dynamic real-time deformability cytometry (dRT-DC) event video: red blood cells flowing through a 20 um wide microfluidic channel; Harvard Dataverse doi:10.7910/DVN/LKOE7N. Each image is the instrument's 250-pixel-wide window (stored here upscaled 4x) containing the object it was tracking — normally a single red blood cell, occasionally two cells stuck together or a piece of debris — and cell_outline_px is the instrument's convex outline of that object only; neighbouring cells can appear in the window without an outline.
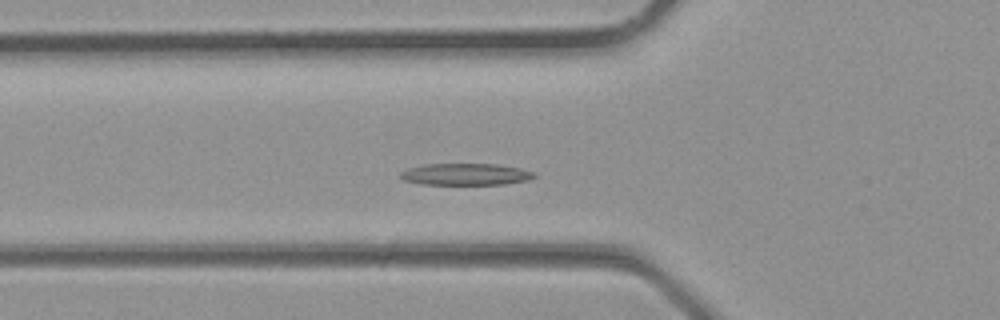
{"species": "common noctule bat (a hibernating species)", "species_latin": "Nyctalus noctula", "temperature_condition": "room temperature", "stored_images_in_passage": 34, "camera_frame_rate_fps": 3000, "um_per_image_px": 0.085, "animal": {"sex": "male", "body_mass_g": 23.1, "forearm_length_mm": 52.7}, "frame": {"image": 1, "passage_image": 11, "time_ms": 3.333, "image_size_px": [1000, 320], "cell_outline_px": [[536, 176], [528, 180], [504, 184], [420, 184], [404, 180], [400, 176], [400, 172], [408, 168], [424, 164], [496, 164], [520, 168], [536, 172]], "centroid_in_image_um": [39.59, 14.81], "position_along_channel_um": 86.2, "area_um2": 16.94}}
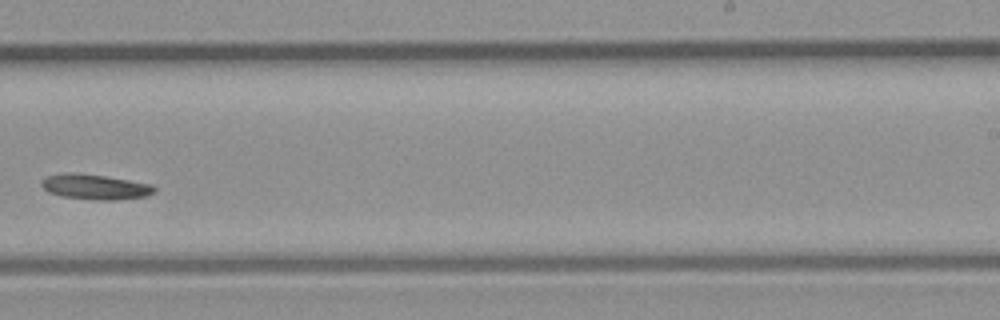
{"frame": {"image": 2, "passage_image": 21, "time_ms": 6.667, "image_size_px": [1000, 320], "cell_outline_px": [[156, 188], [148, 196], [116, 200], [92, 200], [64, 196], [48, 192], [40, 184], [40, 180], [44, 176], [64, 172], [72, 172], [104, 176], [152, 184]], "centroid_in_image_um": [8.04, 15.87], "position_along_channel_um": 281.0, "area_um2": 16.65}}
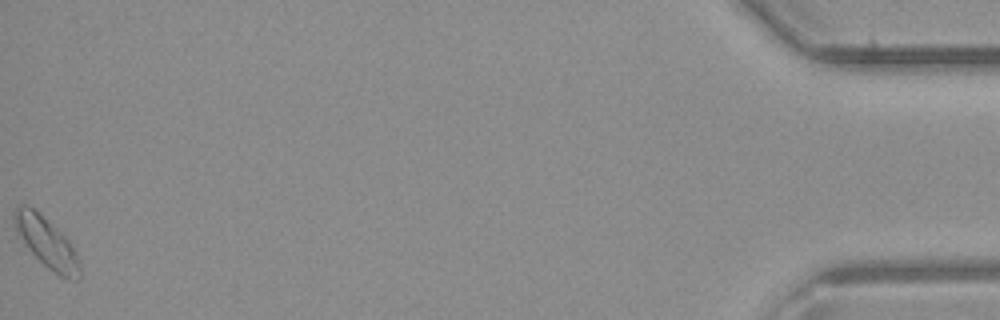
{"frame": {"image": 3, "passage_image": 34, "time_ms": 11.0, "image_size_px": [1000, 320], "cell_outline_px": [[80, 276], [76, 280], [68, 280], [60, 276], [48, 268], [28, 248], [16, 228], [12, 220], [12, 216], [16, 208], [20, 204], [28, 204], [60, 232], [72, 244], [76, 252], [80, 264]], "centroid_in_image_um": [3.98, 20.62], "position_along_channel_um": 431.2, "area_um2": 18.73}}